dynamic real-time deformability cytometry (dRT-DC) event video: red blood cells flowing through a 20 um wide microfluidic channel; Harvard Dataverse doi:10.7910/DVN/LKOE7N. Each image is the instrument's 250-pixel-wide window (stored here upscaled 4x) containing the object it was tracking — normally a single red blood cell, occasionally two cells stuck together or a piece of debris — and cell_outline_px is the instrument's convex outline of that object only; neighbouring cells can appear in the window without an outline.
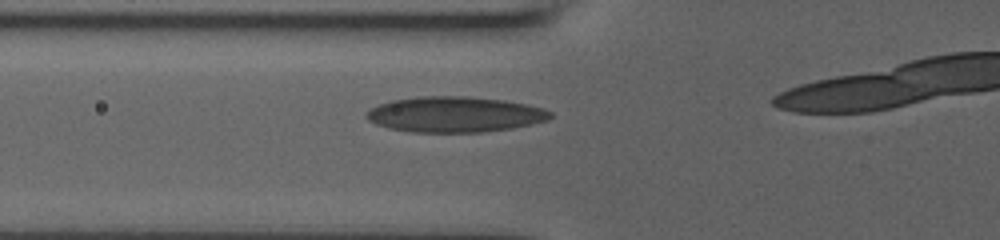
{"species": "human", "species_latin": "Homo sapiens", "temperature_condition": "room temperature", "stored_images_in_passage": 6, "camera_frame_rate_fps": 3000, "um_per_image_px": 0.085, "donor": {"sex": "male"}, "frame": {"image": 1, "passage_image": 4, "time_ms": 2.667, "image_size_px": [1000, 240], "cell_outline_px": [[552, 116], [548, 120], [512, 128], [480, 132], [412, 132], [392, 128], [376, 124], [368, 120], [364, 116], [372, 108], [380, 104], [392, 100], [420, 96], [468, 96], [504, 100], [528, 104], [544, 108], [552, 112]], "centroid_in_image_um": [38.69, 9.72], "position_along_channel_um": 87.1, "area_um2": 38.03}}